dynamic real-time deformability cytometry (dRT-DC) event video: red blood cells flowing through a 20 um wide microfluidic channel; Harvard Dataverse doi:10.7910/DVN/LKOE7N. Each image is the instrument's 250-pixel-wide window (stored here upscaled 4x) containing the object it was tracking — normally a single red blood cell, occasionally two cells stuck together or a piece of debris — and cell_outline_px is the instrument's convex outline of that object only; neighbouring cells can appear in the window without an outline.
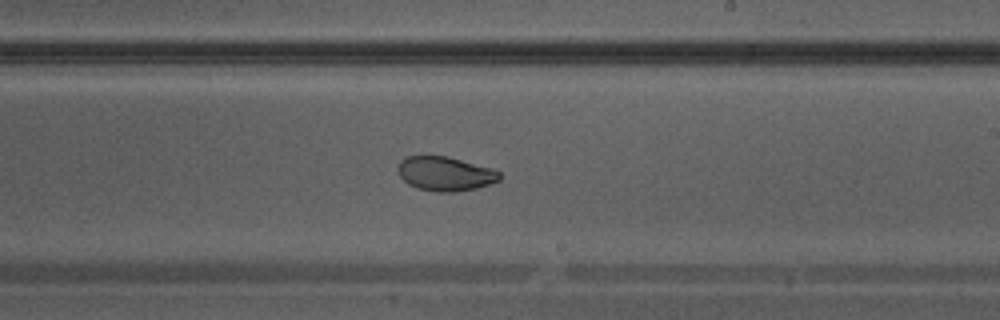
{"species": "Egyptian fruit bat (a non-hibernating species)", "species_latin": "Rousettus aegyptiacus", "temperature_condition": "warm", "stored_images_in_passage": 28, "camera_frame_rate_fps": 3000, "um_per_image_px": 0.085, "animal": {"sex": "male"}, "frame": {"image": 1, "passage_image": 13, "time_ms": 4.0, "image_size_px": [1000, 320], "cell_outline_px": [[500, 180], [476, 188], [456, 192], [436, 192], [416, 188], [408, 184], [396, 172], [396, 168], [400, 160], [408, 156], [448, 156], [492, 168], [500, 172]], "centroid_in_image_um": [37.81, 14.77], "position_along_channel_um": 251.2, "area_um2": 20.46}}